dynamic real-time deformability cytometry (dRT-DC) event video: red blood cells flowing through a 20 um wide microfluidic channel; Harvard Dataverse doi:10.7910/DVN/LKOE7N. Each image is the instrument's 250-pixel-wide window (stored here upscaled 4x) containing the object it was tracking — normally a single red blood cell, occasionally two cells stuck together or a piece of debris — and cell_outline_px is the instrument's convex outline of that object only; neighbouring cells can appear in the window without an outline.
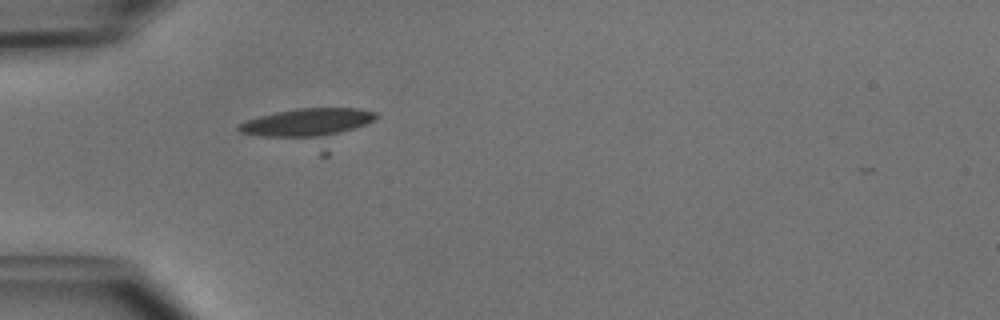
{"species": "common noctule bat (a hibernating species)", "species_latin": "Nyctalus noctula", "temperature_condition": "cold", "stored_images_in_passage": 29, "camera_frame_rate_fps": 3000, "um_per_image_px": 0.085, "animal": {"sex": "male", "body_mass_g": 15.6}, "frame": {"image": 1, "passage_image": 12, "time_ms": 3.667, "image_size_px": [1000, 320], "cell_outline_px": [[380, 116], [376, 120], [328, 156], [320, 156], [240, 132], [236, 128], [236, 124], [260, 116], [276, 112], [296, 108], [360, 108], [376, 112]], "centroid_in_image_um": [26.38, 10.86], "position_along_channel_um": 58.6, "area_um2": 31.44}}